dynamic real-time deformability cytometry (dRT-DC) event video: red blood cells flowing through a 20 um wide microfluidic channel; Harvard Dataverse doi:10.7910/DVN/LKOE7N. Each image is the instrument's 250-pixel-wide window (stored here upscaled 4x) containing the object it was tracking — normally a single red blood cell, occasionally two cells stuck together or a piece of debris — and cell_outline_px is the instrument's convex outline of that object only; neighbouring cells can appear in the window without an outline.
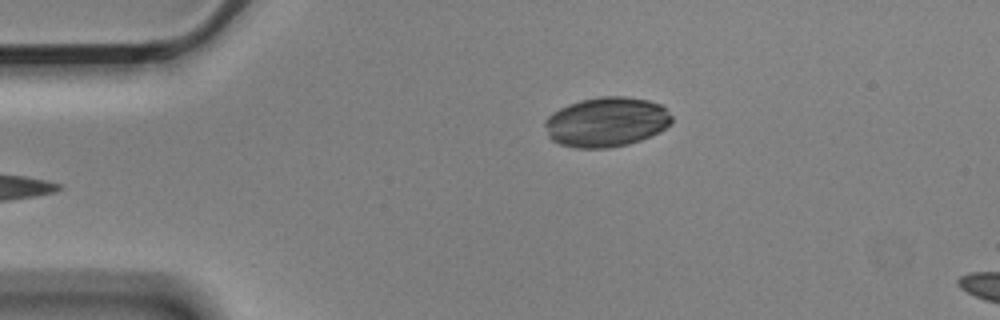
{"species": "Egyptian fruit bat (a non-hibernating species)", "species_latin": "Rousettus aegyptiacus", "temperature_condition": "cold", "stored_images_in_passage": 7, "segment_of_instrument_passage": [2, 2], "camera_frame_rate_fps": 3000, "um_per_image_px": 0.085, "animal": {"sex": "male"}, "frame": {"image": 1, "passage_image": 7, "time_ms": 2.0, "image_size_px": [1000, 320], "cell_outline_px": [[672, 124], [640, 140], [628, 144], [608, 148], [576, 148], [560, 144], [552, 140], [548, 136], [544, 124], [544, 120], [552, 112], [568, 104], [580, 100], [600, 96], [624, 96], [648, 100], [660, 104], [672, 116]], "centroid_in_image_um": [51.51, 10.36], "position_along_channel_um": 33.5, "area_um2": 36.76}}